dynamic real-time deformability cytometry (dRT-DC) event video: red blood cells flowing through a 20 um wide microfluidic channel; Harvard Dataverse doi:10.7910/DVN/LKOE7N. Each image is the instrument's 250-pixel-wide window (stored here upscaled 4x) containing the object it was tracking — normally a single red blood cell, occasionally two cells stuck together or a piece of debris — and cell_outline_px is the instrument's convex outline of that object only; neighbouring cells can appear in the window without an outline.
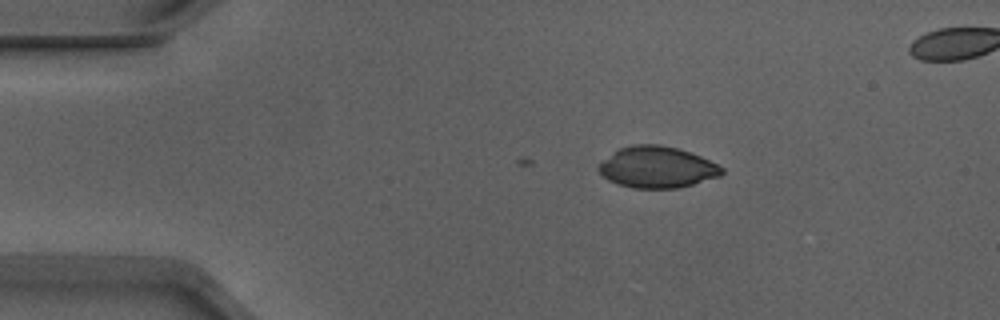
{"species": "Egyptian fruit bat (a non-hibernating species)", "species_latin": "Rousettus aegyptiacus", "temperature_condition": "warm", "stored_images_in_passage": 8, "camera_frame_rate_fps": 3000, "um_per_image_px": 0.085, "animal": {"sex": "male"}, "frame": {"image": 1, "passage_image": 1, "time_ms": 0.0, "image_size_px": [1000, 320], "cell_outline_px": [[724, 172], [720, 176], [692, 184], [676, 188], [632, 188], [616, 184], [608, 180], [596, 168], [612, 152], [620, 148], [632, 144], [660, 144], [680, 148], [700, 156], [724, 168]], "centroid_in_image_um": [55.84, 14.2], "position_along_channel_um": 29.2, "area_um2": 29.71}}